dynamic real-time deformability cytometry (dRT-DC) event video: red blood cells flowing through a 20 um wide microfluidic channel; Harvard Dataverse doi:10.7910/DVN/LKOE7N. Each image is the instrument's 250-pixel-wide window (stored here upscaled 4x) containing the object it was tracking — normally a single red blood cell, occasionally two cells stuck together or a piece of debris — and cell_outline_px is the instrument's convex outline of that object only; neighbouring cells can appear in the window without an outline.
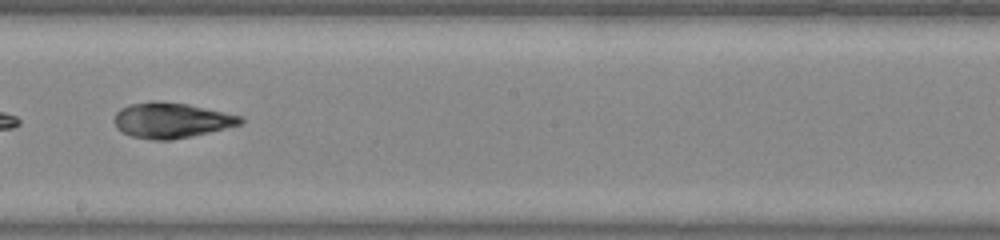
{"species": "common noctule bat (a hibernating species)", "species_latin": "Nyctalus noctula", "temperature_condition": "warm", "stored_images_in_passage": 44, "camera_frame_rate_fps": 3000, "um_per_image_px": 0.085, "animal": {"sex": "male", "body_mass_g": 20.0, "forearm_length_mm": 53.3}, "frame": {"image": 1, "passage_image": 26, "time_ms": 8.333, "image_size_px": [1000, 240], "cell_outline_px": [[244, 124], [192, 136], [172, 140], [152, 140], [132, 136], [116, 128], [112, 120], [116, 112], [120, 108], [128, 104], [152, 100], [160, 100], [188, 104], [244, 116]], "centroid_in_image_um": [14.57, 10.21], "position_along_channel_um": 233.6, "area_um2": 26.53}}